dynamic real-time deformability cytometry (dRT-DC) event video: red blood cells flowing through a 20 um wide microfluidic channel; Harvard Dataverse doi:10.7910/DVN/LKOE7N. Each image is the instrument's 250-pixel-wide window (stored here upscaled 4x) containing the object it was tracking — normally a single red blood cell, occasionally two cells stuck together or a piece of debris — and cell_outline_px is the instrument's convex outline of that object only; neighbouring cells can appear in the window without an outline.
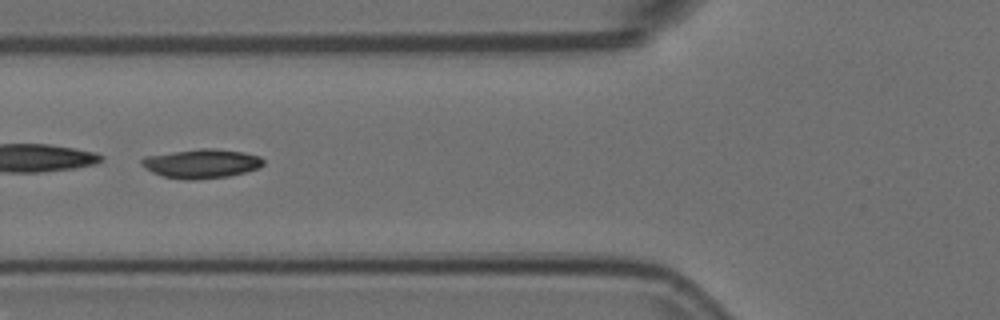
{"species": "Egyptian fruit bat (a non-hibernating species)", "species_latin": "Rousettus aegyptiacus", "temperature_condition": "room temperature", "stored_images_in_passage": 13, "camera_frame_rate_fps": 3000, "um_per_image_px": 0.085, "animal": {"sex": "female"}, "frame": {"image": 1, "passage_image": 6, "time_ms": 1.667, "image_size_px": [1000, 320], "cell_outline_px": [[264, 164], [260, 168], [228, 176], [196, 180], [184, 180], [164, 176], [152, 172], [144, 168], [140, 164], [140, 160], [144, 156], [200, 148], [212, 148], [244, 152], [260, 156], [264, 160]], "centroid_in_image_um": [17.12, 13.9], "position_along_channel_um": 108.7, "area_um2": 20.81}}
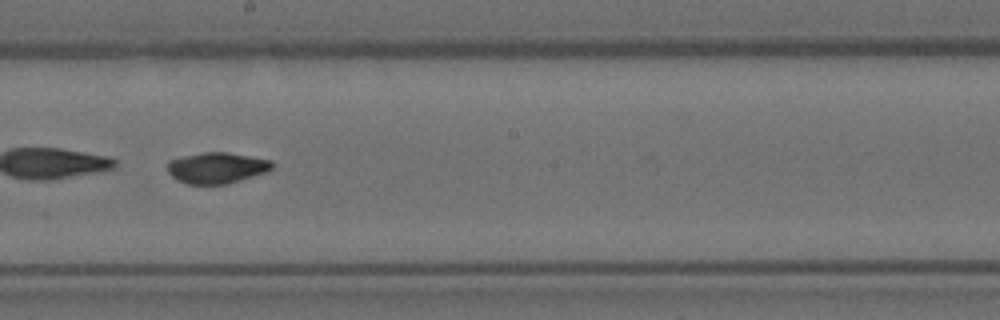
{"frame": {"image": 2, "passage_image": 9, "time_ms": 2.667, "image_size_px": [1000, 320], "cell_outline_px": [[272, 168], [264, 172], [228, 184], [188, 184], [172, 176], [168, 172], [168, 160], [184, 156], [204, 152], [228, 152], [272, 160]], "centroid_in_image_um": [18.42, 14.26], "position_along_channel_um": 229.8, "area_um2": 18.67}}
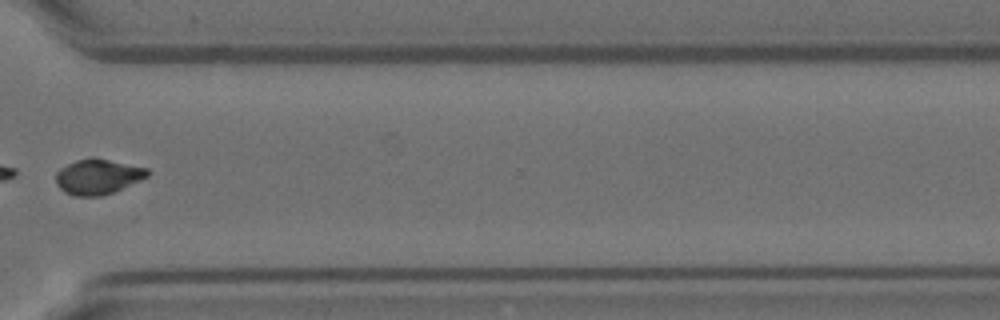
{"frame": {"image": 3, "passage_image": 12, "time_ms": 3.667, "image_size_px": [1000, 320], "cell_outline_px": [[152, 172], [148, 176], [140, 180], [112, 192], [100, 196], [72, 196], [64, 192], [56, 184], [56, 172], [60, 168], [76, 160], [92, 156], [148, 168]], "centroid_in_image_um": [8.31, 15.0], "position_along_channel_um": 362.3, "area_um2": 18.9}}